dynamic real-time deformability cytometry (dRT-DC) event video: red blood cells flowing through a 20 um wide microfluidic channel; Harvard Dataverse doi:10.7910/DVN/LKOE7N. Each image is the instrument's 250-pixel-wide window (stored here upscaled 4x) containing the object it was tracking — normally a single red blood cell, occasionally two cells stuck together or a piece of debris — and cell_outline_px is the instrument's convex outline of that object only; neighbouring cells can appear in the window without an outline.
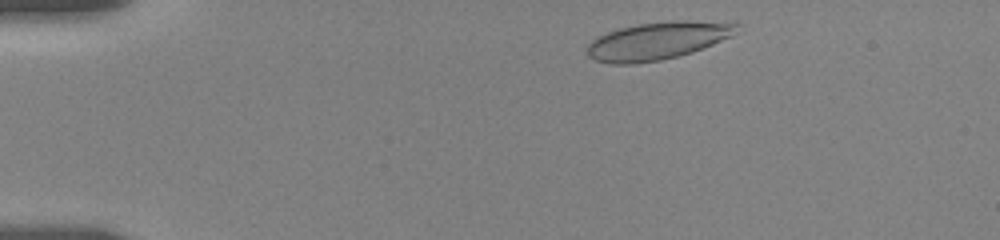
{"species": "human", "species_latin": "Homo sapiens", "temperature_condition": "room temperature", "stored_images_in_passage": 36, "camera_frame_rate_fps": 3000, "um_per_image_px": 0.085, "donor": {"sex": "female"}, "frame": {"image": 1, "passage_image": 2, "time_ms": 0.667, "image_size_px": [1000, 240], "cell_outline_px": [[740, 24], [732, 36], [692, 52], [660, 60], [632, 64], [612, 64], [596, 60], [588, 56], [588, 44], [596, 36], [620, 28], [640, 24], [672, 20], [688, 20]], "centroid_in_image_um": [55.86, 3.46], "position_along_channel_um": 29.1, "area_um2": 32.43}}
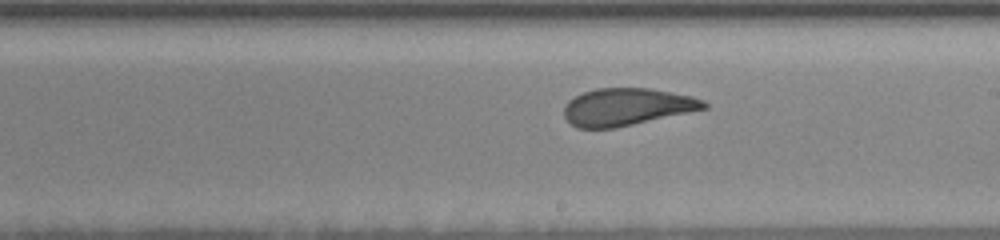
{"frame": {"image": 2, "passage_image": 19, "time_ms": 8.333, "image_size_px": [1000, 240], "cell_outline_px": [[708, 108], [632, 124], [612, 128], [576, 128], [564, 116], [564, 104], [568, 100], [584, 92], [596, 88], [648, 88], [692, 96], [704, 100], [708, 104]], "centroid_in_image_um": [53.26, 9.08], "position_along_channel_um": 235.7, "area_um2": 30.17}}
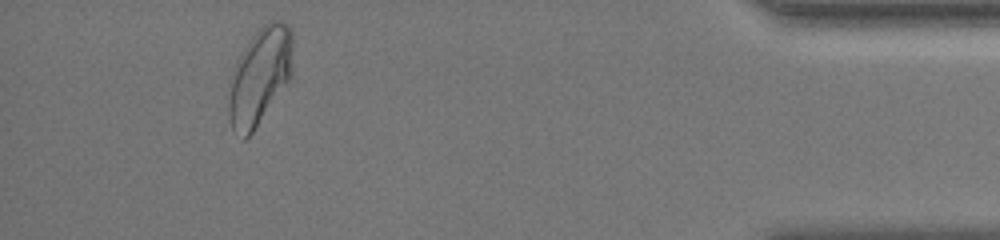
{"frame": {"image": 3, "passage_image": 33, "time_ms": 14.667, "image_size_px": [1000, 240], "cell_outline_px": [[292, 76], [252, 132], [244, 140], [232, 132], [228, 116], [228, 84], [236, 60], [252, 36], [264, 24], [272, 20], [288, 24], [292, 28]], "centroid_in_image_um": [22.05, 6.49], "position_along_channel_um": 413.2, "area_um2": 36.41}, "authors_computed_cell_mechanics": {"area_um2": 31.7322, "velocity_mm_per_s": 3.6151, "shape_relaxation_time_tau1_ms": 7.2401, "shape_relaxation_time_tau2_ms": 0.9739, "deformation_change_tau1": 0.1958, "deformation_change_tau2": 0.0728}}